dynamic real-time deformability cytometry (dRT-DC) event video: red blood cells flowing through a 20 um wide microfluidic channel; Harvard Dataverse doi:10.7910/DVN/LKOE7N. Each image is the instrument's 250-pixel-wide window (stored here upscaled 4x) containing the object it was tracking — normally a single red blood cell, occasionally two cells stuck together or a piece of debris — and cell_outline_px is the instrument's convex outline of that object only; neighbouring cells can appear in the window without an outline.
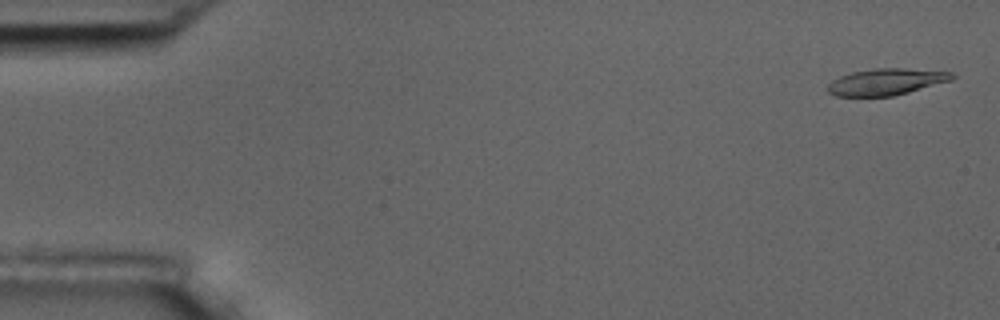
{"species": "common noctule bat (a hibernating species)", "species_latin": "Nyctalus noctula", "temperature_condition": "room temperature", "stored_images_in_passage": 5, "camera_frame_rate_fps": 3000, "um_per_image_px": 0.085, "animal": {"sex": "male", "body_mass_g": 17.5, "forearm_length_mm": 52.3}, "frame": {"image": 1, "passage_image": 1, "time_ms": 0.0, "image_size_px": [1000, 320], "cell_outline_px": [[956, 76], [952, 80], [908, 92], [892, 96], [836, 96], [828, 92], [828, 84], [832, 80], [840, 76], [852, 72], [872, 68], [904, 68], [952, 72]], "centroid_in_image_um": [75.32, 6.94], "position_along_channel_um": 9.7, "area_um2": 19.19}}
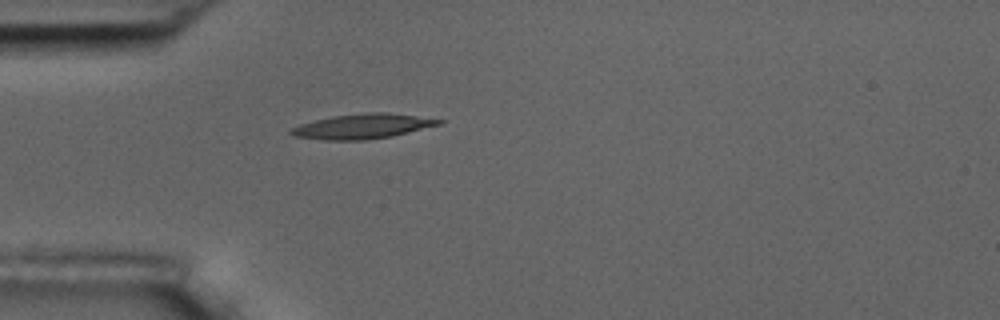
{"frame": {"image": 2, "passage_image": 5, "time_ms": 4.667, "image_size_px": [1000, 320], "cell_outline_px": [[448, 120], [440, 124], [392, 136], [364, 140], [324, 140], [292, 136], [288, 132], [292, 128], [300, 124], [332, 116], [368, 112], [388, 112]], "centroid_in_image_um": [30.82, 10.73], "position_along_channel_um": 54.2, "area_um2": 21.39}}